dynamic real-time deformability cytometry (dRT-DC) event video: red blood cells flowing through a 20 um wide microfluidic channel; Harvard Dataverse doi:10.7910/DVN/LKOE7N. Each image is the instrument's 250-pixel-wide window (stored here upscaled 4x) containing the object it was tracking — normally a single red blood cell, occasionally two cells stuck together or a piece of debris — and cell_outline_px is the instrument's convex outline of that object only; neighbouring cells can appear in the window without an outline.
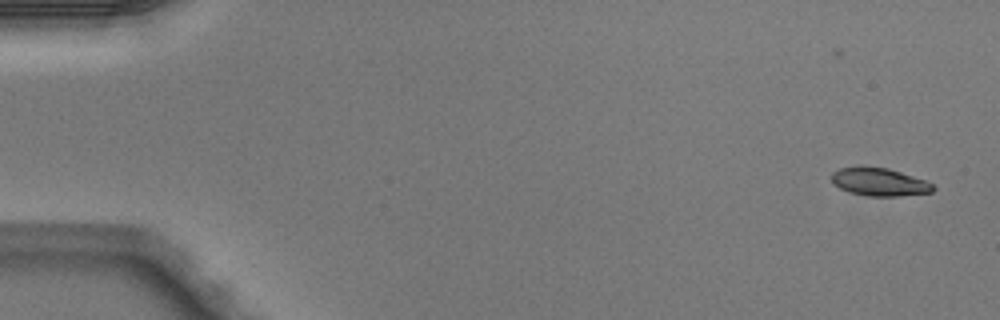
{"species": "Egyptian fruit bat (a non-hibernating species)", "species_latin": "Rousettus aegyptiacus", "temperature_condition": "warm", "stored_images_in_passage": 4, "camera_frame_rate_fps": 3000, "um_per_image_px": 0.085, "animal": {"sex": "male"}, "frame": {"image": 1, "passage_image": 1, "time_ms": 0.0, "image_size_px": [1000, 320], "cell_outline_px": [[936, 188], [932, 192], [900, 196], [868, 196], [852, 192], [840, 188], [832, 184], [832, 172], [840, 168], [860, 164], [888, 168], [924, 180], [932, 184]], "centroid_in_image_um": [74.7, 15.44], "position_along_channel_um": 10.3, "area_um2": 16.76}}